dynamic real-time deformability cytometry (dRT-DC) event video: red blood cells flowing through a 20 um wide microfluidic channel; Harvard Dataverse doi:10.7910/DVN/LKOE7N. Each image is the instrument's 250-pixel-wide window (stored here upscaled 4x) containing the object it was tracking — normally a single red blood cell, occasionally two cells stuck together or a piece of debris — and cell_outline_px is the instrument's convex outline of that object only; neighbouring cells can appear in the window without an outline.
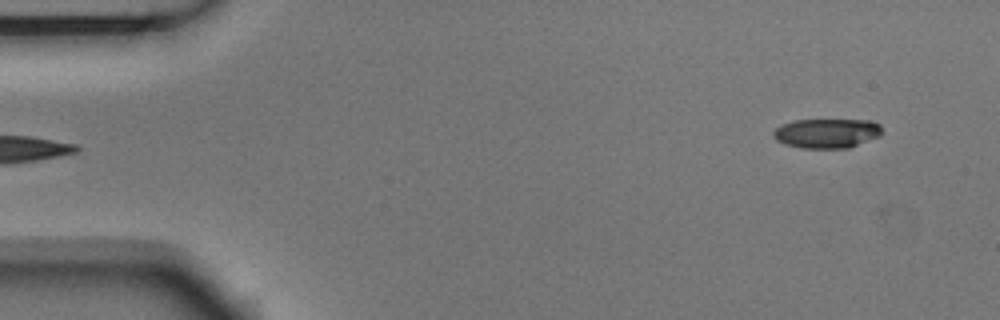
{"species": "Egyptian fruit bat (a non-hibernating species)", "species_latin": "Rousettus aegyptiacus", "temperature_condition": "room temperature", "stored_images_in_passage": 5, "camera_frame_rate_fps": 3000, "um_per_image_px": 0.085, "animal": {"sex": "male"}, "frame": {"image": 1, "passage_image": 5, "time_ms": 1.333, "image_size_px": [1000, 320], "cell_outline_px": [[880, 136], [848, 148], [800, 148], [784, 144], [776, 140], [772, 136], [772, 132], [776, 128], [784, 124], [796, 120], [872, 120], [880, 124]], "centroid_in_image_um": [70.26, 11.33], "position_along_channel_um": 14.7, "area_um2": 18.67}}